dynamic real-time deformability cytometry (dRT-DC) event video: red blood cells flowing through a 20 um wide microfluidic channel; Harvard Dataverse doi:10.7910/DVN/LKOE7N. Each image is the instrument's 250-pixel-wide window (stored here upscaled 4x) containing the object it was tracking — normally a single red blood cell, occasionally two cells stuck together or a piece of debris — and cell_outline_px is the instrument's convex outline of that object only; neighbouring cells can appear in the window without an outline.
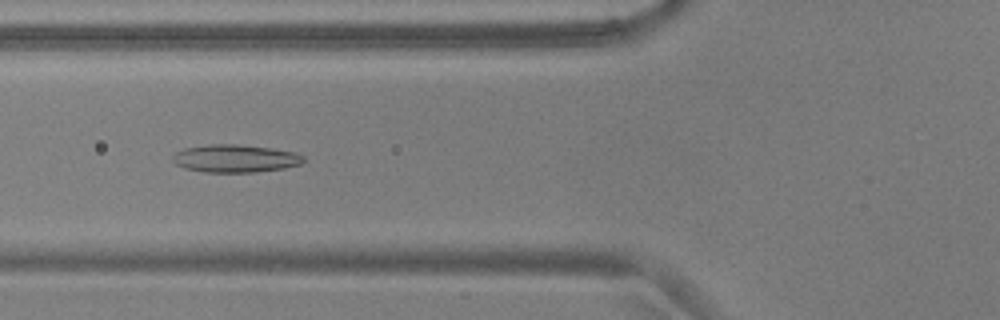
{"species": "common noctule bat (a hibernating species)", "species_latin": "Nyctalus noctula", "temperature_condition": "warm", "stored_images_in_passage": 39, "camera_frame_rate_fps": 3000, "um_per_image_px": 0.085, "animal": {"sex": "male", "body_mass_g": 17.9, "forearm_length_mm": 54.2}, "frame": {"image": 1, "passage_image": 9, "time_ms": 2.667, "image_size_px": [1000, 320], "cell_outline_px": [[304, 160], [300, 164], [284, 168], [256, 172], [204, 172], [184, 168], [176, 164], [172, 160], [172, 156], [176, 152], [184, 148], [208, 144], [236, 144], [272, 148], [292, 152], [304, 156]], "centroid_in_image_um": [19.96, 13.47], "position_along_channel_um": 105.8, "area_um2": 21.15}}
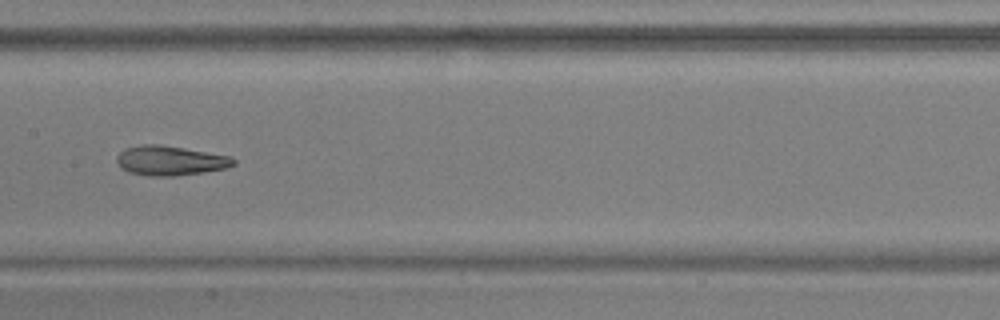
{"frame": {"image": 2, "passage_image": 16, "time_ms": 5.0, "image_size_px": [1000, 320], "cell_outline_px": [[236, 164], [228, 168], [204, 172], [176, 176], [148, 176], [128, 172], [120, 168], [116, 160], [116, 156], [124, 148], [144, 144], [160, 144], [228, 156], [236, 160]], "centroid_in_image_um": [14.43, 13.66], "position_along_channel_um": 193.0, "area_um2": 20.23}}
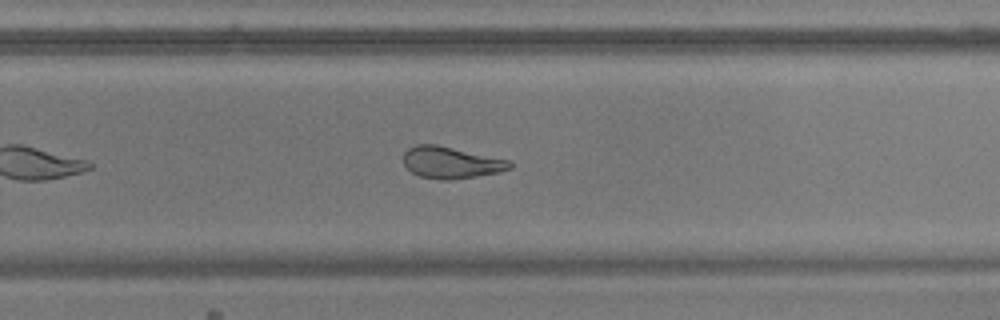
{"frame": {"image": 3, "passage_image": 24, "time_ms": 7.667, "image_size_px": [1000, 320], "cell_outline_px": [[512, 168], [500, 172], [452, 180], [440, 180], [420, 176], [412, 172], [404, 164], [404, 152], [408, 148], [416, 144], [436, 144], [512, 160]], "centroid_in_image_um": [38.37, 13.81], "position_along_channel_um": 291.4, "area_um2": 19.83}, "authors_computed_cell_mechanics": {"area_um2": 21.0392, "velocity_mm_per_s": 3.7112, "shape_relaxation_time_tau1_ms": null, "shape_relaxation_time_tau2_ms": 1.9196, "deformation_change_tau1": null, "deformation_change_tau2": 0.0878}}